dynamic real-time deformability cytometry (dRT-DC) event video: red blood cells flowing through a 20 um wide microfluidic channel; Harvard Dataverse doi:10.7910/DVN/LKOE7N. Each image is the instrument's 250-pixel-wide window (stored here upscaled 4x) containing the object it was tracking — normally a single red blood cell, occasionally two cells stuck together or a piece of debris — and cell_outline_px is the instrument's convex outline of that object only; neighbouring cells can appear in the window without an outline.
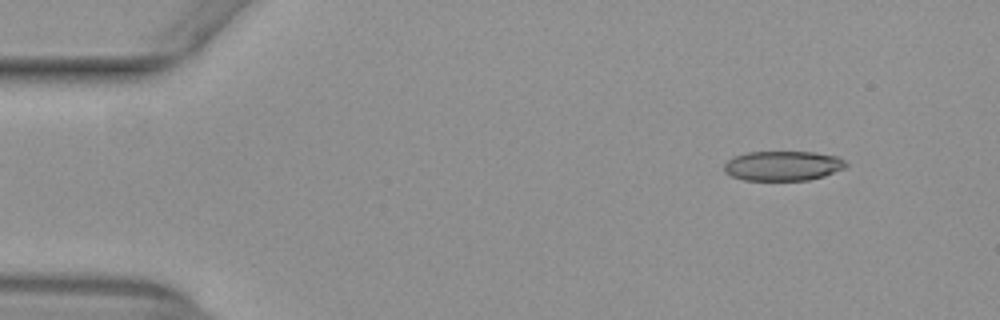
{"species": "common noctule bat (a hibernating species)", "species_latin": "Nyctalus noctula", "temperature_condition": "warm", "stored_images_in_passage": 53, "camera_frame_rate_fps": 3000, "um_per_image_px": 0.085, "animal": {"sex": "female", "body_mass_g": 29.2, "forearm_length_mm": 56.3}, "frame": {"image": 1, "passage_image": 5, "time_ms": 1.333, "image_size_px": [1000, 320], "cell_outline_px": [[848, 168], [824, 176], [808, 180], [744, 180], [732, 176], [724, 172], [724, 164], [728, 160], [736, 156], [748, 152], [816, 152], [836, 156], [844, 160], [848, 164]], "centroid_in_image_um": [66.59, 14.1], "position_along_channel_um": 18.4, "area_um2": 21.21}}
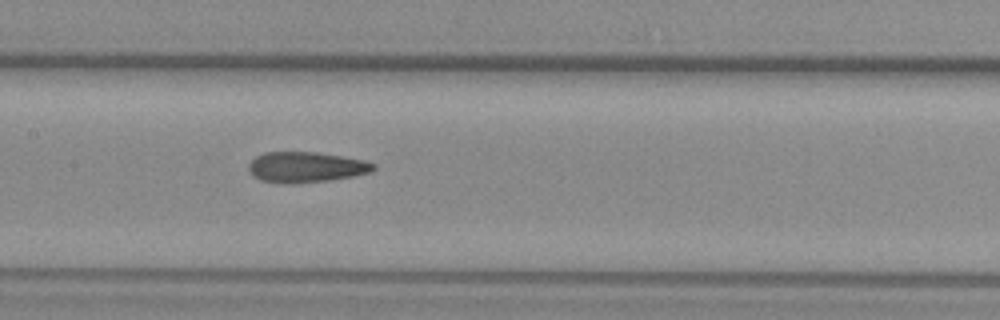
{"frame": {"image": 2, "passage_image": 25, "time_ms": 8.0, "image_size_px": [1000, 320], "cell_outline_px": [[376, 168], [372, 172], [352, 176], [328, 180], [296, 184], [288, 184], [260, 180], [252, 176], [248, 168], [248, 164], [256, 156], [264, 152], [316, 152], [364, 160], [376, 164]], "centroid_in_image_um": [25.99, 14.21], "position_along_channel_um": 181.4, "area_um2": 22.31}}
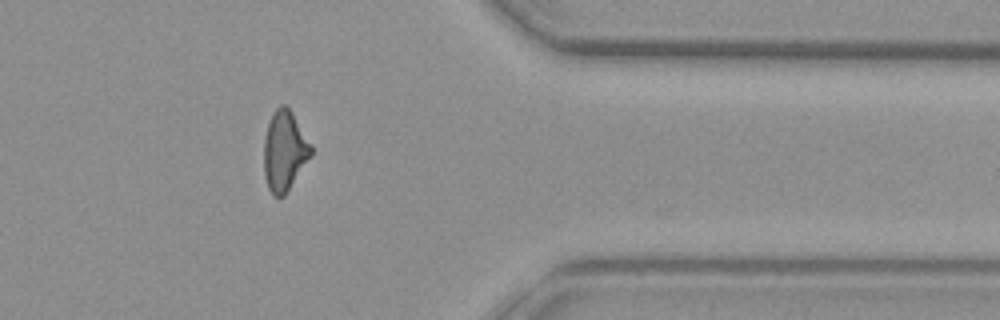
{"frame": {"image": 3, "passage_image": 42, "time_ms": 13.667, "image_size_px": [1000, 320], "cell_outline_px": [[312, 156], [284, 196], [280, 200], [272, 196], [268, 188], [264, 176], [264, 140], [268, 124], [272, 112], [280, 104], [284, 104], [292, 112], [312, 144]], "centroid_in_image_um": [24.18, 12.86], "position_along_channel_um": 387.2, "area_um2": 22.37}, "authors_computed_cell_mechanics": {"area_um2": 22.253, "velocity_mm_per_s": 3.9455, "shape_relaxation_time_tau1_ms": null, "shape_relaxation_time_tau2_ms": 2.4668, "deformation_change_tau1": null, "deformation_change_tau2": 0.1157}}